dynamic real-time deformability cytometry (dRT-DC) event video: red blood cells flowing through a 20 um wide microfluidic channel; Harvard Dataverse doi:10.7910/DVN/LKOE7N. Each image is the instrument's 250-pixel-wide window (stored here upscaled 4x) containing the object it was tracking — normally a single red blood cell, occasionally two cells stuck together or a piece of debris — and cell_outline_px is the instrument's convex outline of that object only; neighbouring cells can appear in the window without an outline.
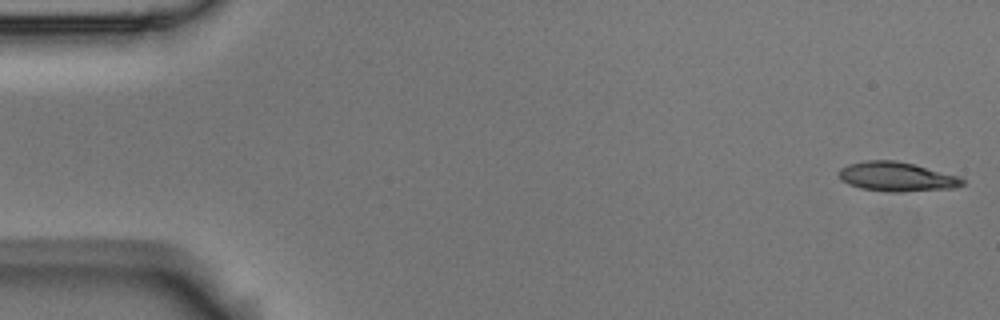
{"species": "Egyptian fruit bat (a non-hibernating species)", "species_latin": "Rousettus aegyptiacus", "temperature_condition": "room temperature", "stored_images_in_passage": 5, "camera_frame_rate_fps": 3000, "um_per_image_px": 0.085, "animal": {"sex": "male"}, "frame": {"image": 1, "passage_image": 1, "time_ms": 0.0, "image_size_px": [1000, 320], "cell_outline_px": [[964, 184], [956, 188], [900, 192], [884, 192], [860, 188], [848, 184], [840, 180], [836, 172], [840, 168], [848, 164], [868, 160], [896, 160], [960, 176], [964, 180]], "centroid_in_image_um": [76.19, 15.03], "position_along_channel_um": 8.8, "area_um2": 21.39}}
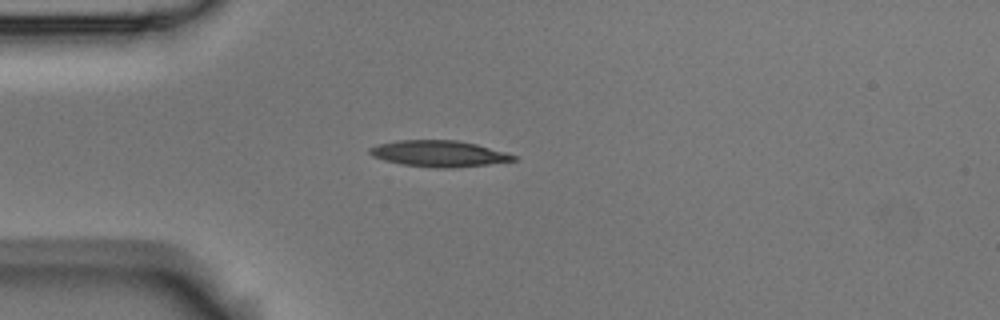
{"frame": {"image": 2, "passage_image": 4, "time_ms": 1.0, "image_size_px": [1000, 320], "cell_outline_px": [[520, 160], [488, 164], [452, 168], [436, 168], [404, 164], [384, 160], [372, 156], [368, 152], [368, 148], [380, 144], [396, 140], [456, 140], [476, 144], [520, 156]], "centroid_in_image_um": [37.36, 13.06], "position_along_channel_um": 47.6, "area_um2": 22.02}}